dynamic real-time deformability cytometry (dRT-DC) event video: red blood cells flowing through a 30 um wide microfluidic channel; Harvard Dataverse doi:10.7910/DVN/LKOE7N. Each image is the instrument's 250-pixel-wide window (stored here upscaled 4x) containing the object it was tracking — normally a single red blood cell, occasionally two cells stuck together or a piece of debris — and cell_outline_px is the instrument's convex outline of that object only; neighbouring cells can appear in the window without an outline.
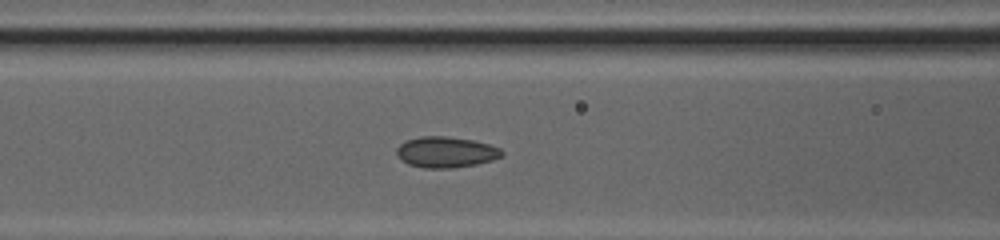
{"species": "common noctule bat (a hibernating species)", "species_latin": "Nyctalus noctula", "temperature_condition": "cold", "stored_images_in_passage": 37, "camera_frame_rate_fps": 3000, "um_per_image_px": 0.085, "animal": {"sex": "female", "body_mass_g": 20.0, "forearm_length_mm": 54.0}, "frame": {"image": 1, "passage_image": 14, "time_ms": 4.333, "image_size_px": [1000, 240], "cell_outline_px": [[504, 156], [492, 160], [476, 164], [452, 168], [424, 168], [408, 164], [400, 160], [396, 156], [396, 148], [404, 140], [420, 136], [448, 136], [472, 140], [488, 144], [500, 148], [504, 152]], "centroid_in_image_um": [37.87, 12.93], "position_along_channel_um": 128.7, "area_um2": 19.19}}
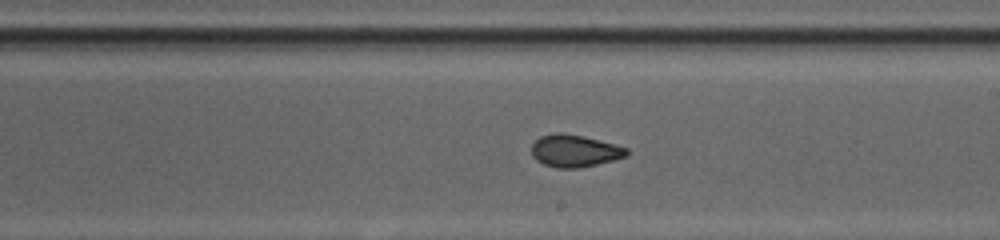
{"frame": {"image": 2, "passage_image": 22, "time_ms": 7.0, "image_size_px": [1000, 240], "cell_outline_px": [[628, 156], [580, 168], [556, 168], [544, 164], [536, 160], [532, 156], [532, 144], [540, 136], [552, 132], [560, 132], [584, 136], [616, 144], [628, 148]], "centroid_in_image_um": [48.84, 12.81], "position_along_channel_um": 240.2, "area_um2": 18.03}}
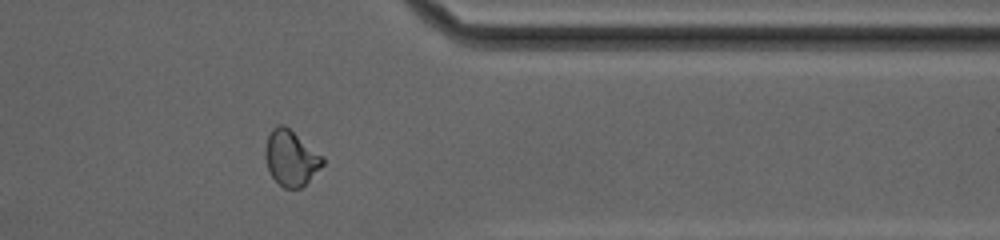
{"frame": {"image": 3, "passage_image": 33, "time_ms": 10.667, "image_size_px": [1000, 240], "cell_outline_px": [[324, 164], [300, 188], [284, 188], [272, 176], [268, 168], [264, 156], [264, 148], [268, 136], [272, 128], [280, 124], [284, 124], [324, 156]], "centroid_in_image_um": [24.72, 13.4], "position_along_channel_um": 386.7, "area_um2": 18.44}}